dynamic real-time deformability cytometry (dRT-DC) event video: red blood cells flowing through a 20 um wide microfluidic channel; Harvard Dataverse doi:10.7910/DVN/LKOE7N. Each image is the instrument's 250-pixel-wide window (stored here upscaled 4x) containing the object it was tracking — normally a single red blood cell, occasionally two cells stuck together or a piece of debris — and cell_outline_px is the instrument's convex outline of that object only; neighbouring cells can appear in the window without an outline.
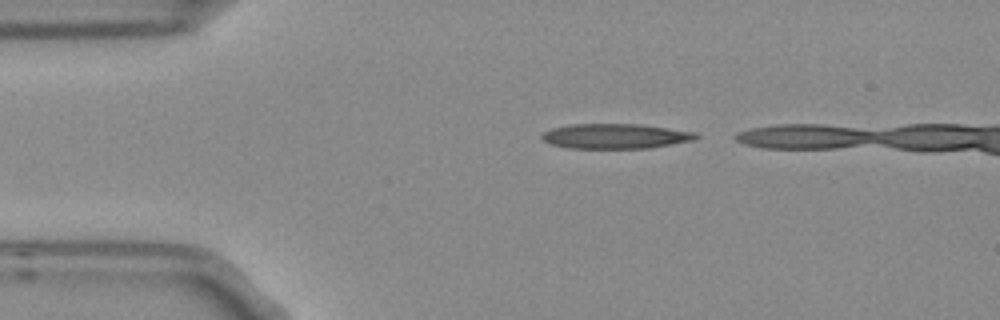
{"species": "Egyptian fruit bat (a non-hibernating species)", "species_latin": "Rousettus aegyptiacus", "temperature_condition": "room temperature", "stored_images_in_passage": 3, "camera_frame_rate_fps": 3000, "um_per_image_px": 0.085, "frame": {"image": 1, "passage_image": 1, "time_ms": 0.0, "image_size_px": [1000, 320], "cell_outline_px": [[700, 136], [692, 140], [648, 148], [568, 148], [552, 144], [544, 140], [540, 136], [544, 132], [552, 128], [568, 124], [640, 124], [696, 132]], "centroid_in_image_um": [52.29, 11.56], "position_along_channel_um": 32.7, "area_um2": 22.25}}